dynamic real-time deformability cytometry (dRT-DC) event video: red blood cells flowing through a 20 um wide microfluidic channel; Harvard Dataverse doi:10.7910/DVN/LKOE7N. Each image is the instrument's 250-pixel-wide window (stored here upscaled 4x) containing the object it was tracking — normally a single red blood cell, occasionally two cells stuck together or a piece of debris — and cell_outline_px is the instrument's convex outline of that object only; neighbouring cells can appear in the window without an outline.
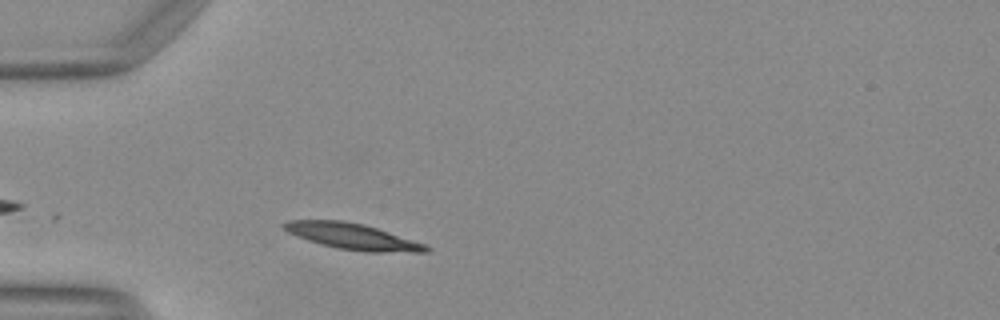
{"species": "Egyptian fruit bat (a non-hibernating species)", "species_latin": "Rousettus aegyptiacus", "temperature_condition": "warm", "stored_images_in_passage": 26, "camera_frame_rate_fps": 3000, "um_per_image_px": 0.085, "animal": {"sex": "female"}, "frame": {"image": 1, "passage_image": 1, "time_ms": 0.0, "image_size_px": [1000, 320], "cell_outline_px": [[432, 248], [428, 252], [368, 252], [336, 248], [320, 244], [296, 236], [280, 228], [280, 224], [288, 220], [340, 220], [364, 224], [424, 244]], "centroid_in_image_um": [29.89, 20.09], "position_along_channel_um": 55.1, "area_um2": 21.5}, "authors_computed_cell_mechanics": {"area_um2": 20.4034, "velocity_mm_per_s": 4.0869, "shape_relaxation_time_tau1_ms": 6.3566, "shape_relaxation_time_tau2_ms": null, "deformation_change_tau1": 0.1696, "deformation_change_tau2": null}}